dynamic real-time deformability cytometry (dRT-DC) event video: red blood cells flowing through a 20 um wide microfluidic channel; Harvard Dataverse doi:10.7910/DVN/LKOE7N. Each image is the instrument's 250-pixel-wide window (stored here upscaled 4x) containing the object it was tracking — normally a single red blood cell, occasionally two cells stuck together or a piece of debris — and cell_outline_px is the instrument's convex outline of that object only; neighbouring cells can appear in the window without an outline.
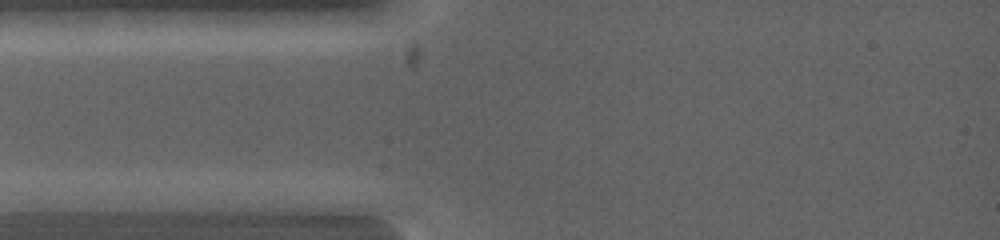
{"species": "common noctule bat (a hibernating species)", "species_latin": "Nyctalus noctula", "temperature_condition": "warm", "stored_images_in_passage": 3, "camera_frame_rate_fps": 5000, "um_per_image_px": 0.085, "animal": {"sex": "female", "body_mass_g": 19.0, "forearm_length_mm": 53.3}, "frame": {"image": 1, "passage_image": 1, "time_ms": 0.0, "image_size_px": [1000, 240], "cell_outline_px": [[128, 200], [76, 212], [36, 212], [16, 200], [40, 192], [100, 192]], "centroid_in_image_um": [5.76, 17.11], "position_along_channel_um": 79.2, "area_um2": 11.56}}